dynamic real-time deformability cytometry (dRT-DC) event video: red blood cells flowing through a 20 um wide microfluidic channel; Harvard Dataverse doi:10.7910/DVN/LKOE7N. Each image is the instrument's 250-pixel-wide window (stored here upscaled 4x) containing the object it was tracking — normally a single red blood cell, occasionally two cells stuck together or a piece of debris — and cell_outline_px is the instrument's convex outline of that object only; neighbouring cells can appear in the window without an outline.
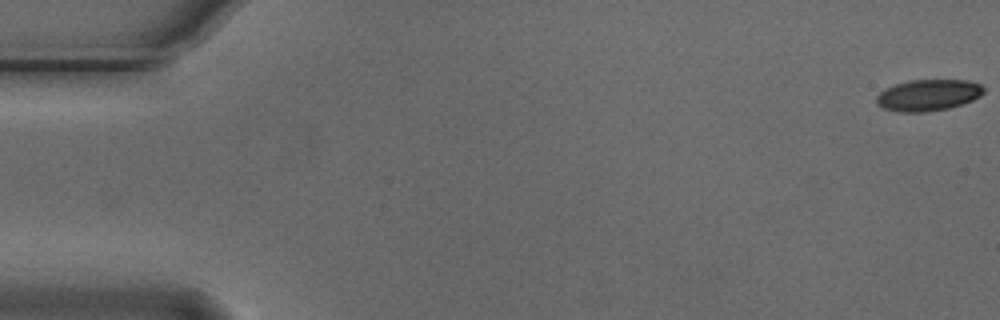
{"species": "Egyptian fruit bat (a non-hibernating species)", "species_latin": "Rousettus aegyptiacus", "temperature_condition": "cold", "stored_images_in_passage": 2, "camera_frame_rate_fps": 3000, "um_per_image_px": 0.085, "animal": {"sex": "male"}, "frame": {"image": 1, "passage_image": 2, "time_ms": 0.333, "image_size_px": [1000, 320], "cell_outline_px": [[984, 92], [980, 96], [972, 100], [948, 108], [928, 112], [900, 112], [884, 108], [876, 104], [876, 96], [884, 88], [908, 80], [968, 80], [980, 84], [984, 88]], "centroid_in_image_um": [78.87, 8.08], "position_along_channel_um": 6.1, "area_um2": 19.65}}